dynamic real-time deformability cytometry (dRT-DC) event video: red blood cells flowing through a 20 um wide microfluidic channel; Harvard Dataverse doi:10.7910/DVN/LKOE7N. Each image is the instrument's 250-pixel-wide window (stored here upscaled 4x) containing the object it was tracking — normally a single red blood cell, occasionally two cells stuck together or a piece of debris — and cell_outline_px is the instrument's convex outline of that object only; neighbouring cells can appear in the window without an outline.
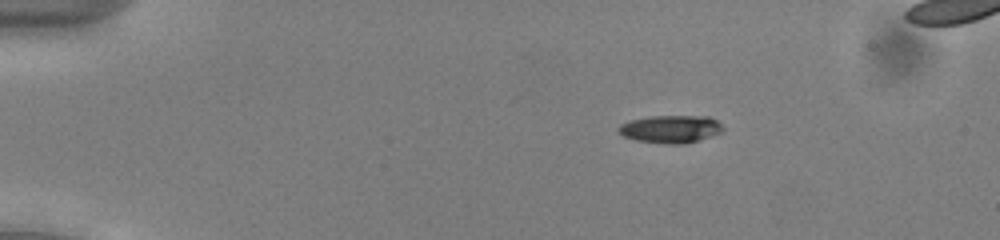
{"species": "common noctule bat (a hibernating species)", "species_latin": "Nyctalus noctula", "temperature_condition": "cold", "stored_images_in_passage": 53, "camera_frame_rate_fps": 3000, "um_per_image_px": 0.085, "animal": {"sex": "male", "body_mass_g": 13.0, "forearm_length_mm": 53.1}, "frame": {"image": 1, "passage_image": 10, "time_ms": 3.0, "image_size_px": [1000, 240], "cell_outline_px": [[724, 132], [700, 140], [684, 144], [668, 144], [636, 140], [624, 136], [616, 128], [620, 124], [632, 120], [652, 116], [708, 116], [716, 120], [724, 128]], "centroid_in_image_um": [57.05, 10.97], "position_along_channel_um": 28.0, "area_um2": 16.88}}
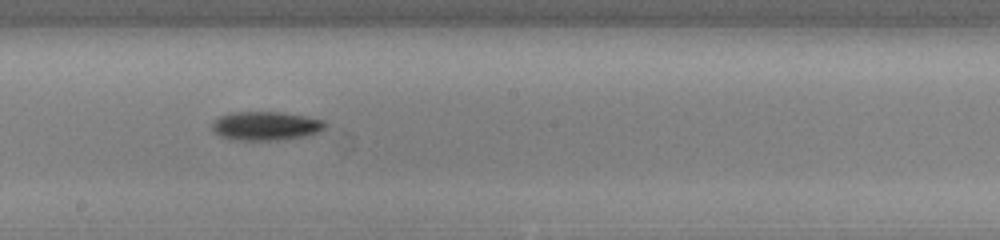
{"frame": {"image": 2, "passage_image": 31, "time_ms": 10.0, "image_size_px": [1000, 240], "cell_outline_px": [[324, 128], [320, 132], [308, 136], [284, 140], [232, 140], [220, 136], [212, 132], [212, 124], [220, 116], [232, 112], [280, 112], [304, 116], [324, 120]], "centroid_in_image_um": [22.59, 10.72], "position_along_channel_um": 225.6, "area_um2": 19.13}}
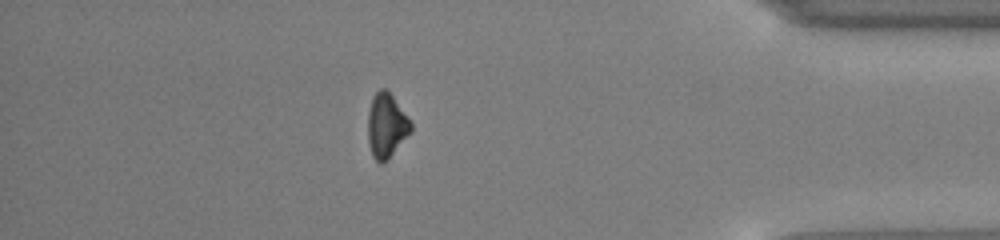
{"frame": {"image": 3, "passage_image": 47, "time_ms": 15.333, "image_size_px": [1000, 240], "cell_outline_px": [[412, 132], [388, 160], [380, 164], [372, 156], [368, 144], [368, 112], [372, 96], [380, 88], [388, 88], [412, 124]], "centroid_in_image_um": [32.84, 10.68], "position_along_channel_um": 402.4, "area_um2": 16.47}}